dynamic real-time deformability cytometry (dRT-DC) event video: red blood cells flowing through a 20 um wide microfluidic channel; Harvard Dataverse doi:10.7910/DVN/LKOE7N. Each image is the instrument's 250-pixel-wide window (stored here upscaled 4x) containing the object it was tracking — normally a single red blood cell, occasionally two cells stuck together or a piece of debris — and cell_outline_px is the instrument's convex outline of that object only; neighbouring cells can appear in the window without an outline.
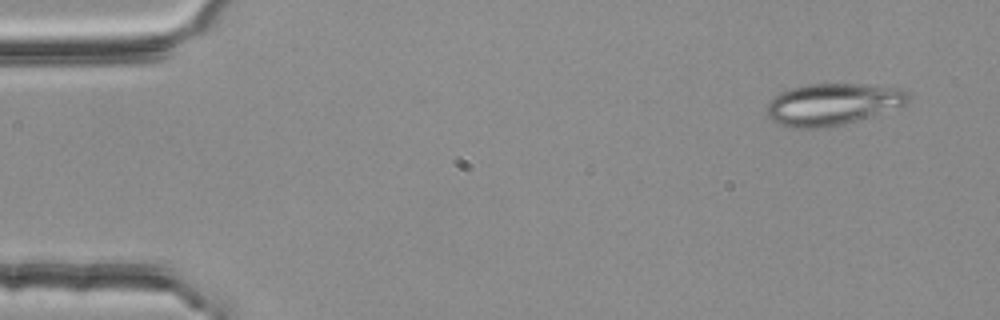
{"species": "common noctule bat (a hibernating species)", "species_latin": "Nyctalus noctula", "temperature_condition": "room temperature", "stored_images_in_passage": 4, "camera_frame_rate_fps": 3000, "um_per_image_px": 0.085, "animal": {"sex": "female", "body_mass_g": 25.1}, "frame": {"image": 1, "passage_image": 1, "time_ms": 0.0, "image_size_px": [1000, 320], "cell_outline_px": [[908, 104], [844, 124], [824, 128], [792, 128], [780, 124], [772, 120], [768, 116], [768, 100], [780, 92], [792, 88], [808, 84], [860, 84], [904, 88], [908, 92]], "centroid_in_image_um": [70.77, 8.85], "position_along_channel_um": 14.2, "area_um2": 34.33}}